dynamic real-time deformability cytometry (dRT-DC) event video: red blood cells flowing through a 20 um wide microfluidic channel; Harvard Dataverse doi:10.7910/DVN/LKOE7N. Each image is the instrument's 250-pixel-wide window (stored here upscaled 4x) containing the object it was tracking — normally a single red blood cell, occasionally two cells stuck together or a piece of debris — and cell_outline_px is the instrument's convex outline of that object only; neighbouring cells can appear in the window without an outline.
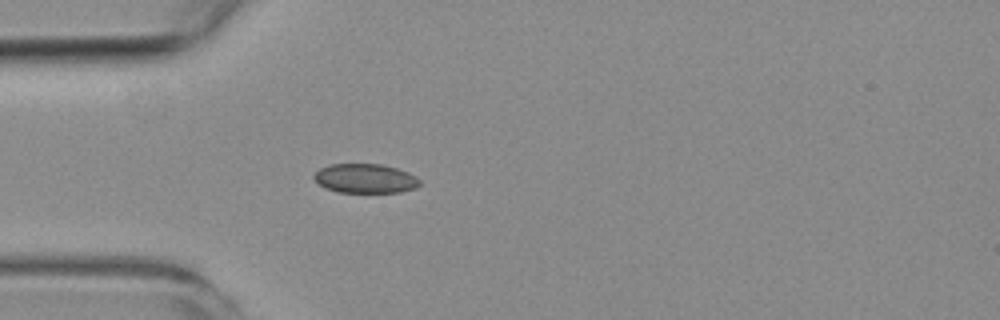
{"species": "common noctule bat (a hibernating species)", "species_latin": "Nyctalus noctula", "temperature_condition": "room temperature", "stored_images_in_passage": 3, "camera_frame_rate_fps": 3000, "um_per_image_px": 0.085, "animal": {"sex": "female", "body_mass_g": 19.3, "forearm_length_mm": 54.1}, "frame": {"image": 1, "passage_image": 3, "time_ms": 2.333, "image_size_px": [1000, 320], "cell_outline_px": [[420, 184], [416, 188], [400, 192], [336, 192], [324, 188], [312, 176], [320, 168], [328, 164], [384, 164], [408, 172], [416, 176], [420, 180]], "centroid_in_image_um": [31.05, 15.17], "position_along_channel_um": 54.0, "area_um2": 18.15}}